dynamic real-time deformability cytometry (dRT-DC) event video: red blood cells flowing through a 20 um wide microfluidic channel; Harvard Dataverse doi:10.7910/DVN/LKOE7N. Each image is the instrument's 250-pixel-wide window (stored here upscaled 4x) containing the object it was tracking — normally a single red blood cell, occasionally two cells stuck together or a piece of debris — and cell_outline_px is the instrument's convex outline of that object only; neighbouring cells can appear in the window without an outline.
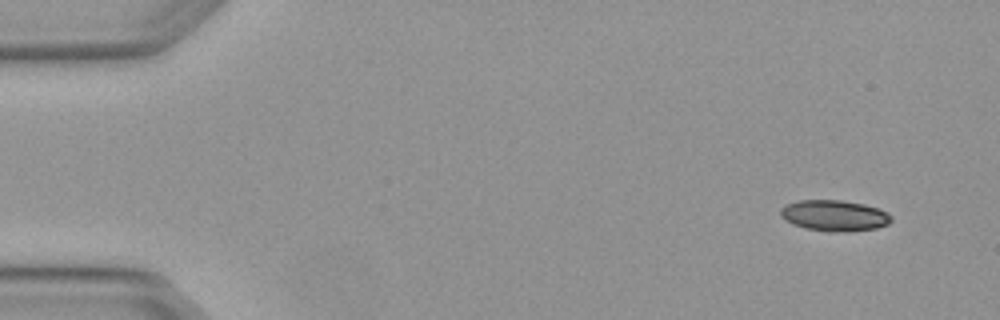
{"species": "Egyptian fruit bat (a non-hibernating species)", "species_latin": "Rousettus aegyptiacus", "temperature_condition": "warm", "stored_images_in_passage": 4, "camera_frame_rate_fps": 3000, "um_per_image_px": 0.085, "animal": {"sex": "female"}, "frame": {"image": 1, "passage_image": 1, "time_ms": 0.0, "image_size_px": [1000, 320], "cell_outline_px": [[892, 220], [888, 224], [876, 228], [848, 232], [828, 232], [804, 228], [792, 224], [784, 220], [780, 216], [780, 208], [784, 204], [800, 200], [840, 200], [864, 204], [888, 212], [892, 216]], "centroid_in_image_um": [70.89, 18.33], "position_along_channel_um": 14.1, "area_um2": 20.29}}
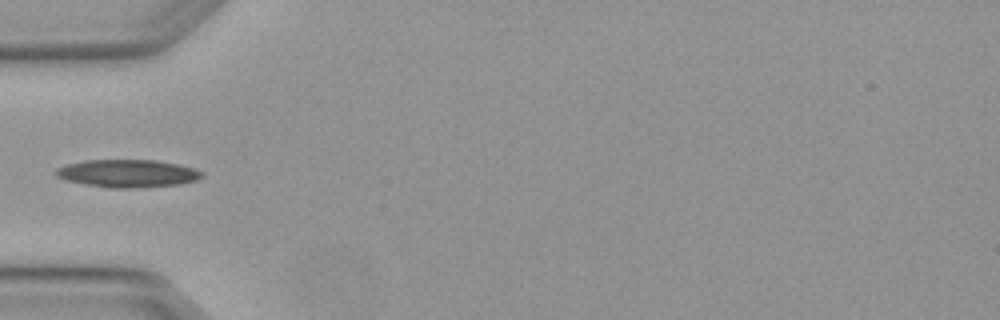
{"frame": {"image": 2, "passage_image": 4, "time_ms": 1.0, "image_size_px": [1000, 320], "cell_outline_px": [[204, 176], [196, 180], [176, 184], [128, 188], [108, 188], [68, 180], [56, 176], [56, 168], [68, 164], [84, 160], [156, 160], [180, 164], [204, 172]], "centroid_in_image_um": [10.87, 14.72], "position_along_channel_um": 74.1, "area_um2": 23.29}}